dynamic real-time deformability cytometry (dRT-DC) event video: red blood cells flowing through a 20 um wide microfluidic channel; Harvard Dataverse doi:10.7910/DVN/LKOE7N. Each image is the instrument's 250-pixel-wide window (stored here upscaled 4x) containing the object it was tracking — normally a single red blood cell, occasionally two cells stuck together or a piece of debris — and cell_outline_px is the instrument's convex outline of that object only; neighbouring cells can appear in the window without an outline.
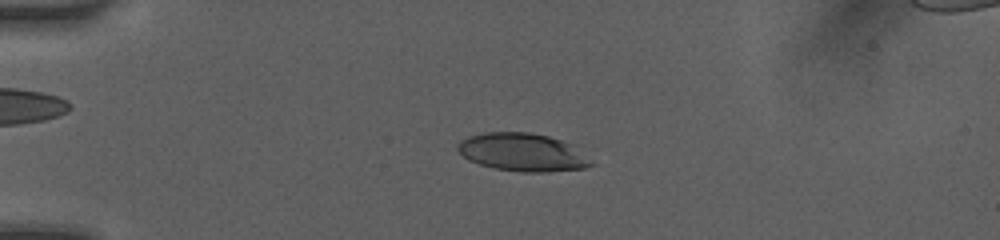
{"species": "human", "species_latin": "Homo sapiens", "temperature_condition": "room temperature", "stored_images_in_passage": 87, "camera_frame_rate_fps": 3000, "um_per_image_px": 0.085, "donor": {"sex": "female"}, "frame": {"image": 1, "passage_image": 29, "time_ms": 4.333, "image_size_px": [1000, 240], "cell_outline_px": [[596, 164], [584, 168], [544, 172], [520, 172], [496, 168], [480, 164], [468, 160], [456, 148], [456, 144], [460, 140], [468, 136], [484, 132], [532, 132], [548, 136], [576, 144]], "centroid_in_image_um": [44.47, 12.93], "position_along_channel_um": 40.5, "area_um2": 30.0}}
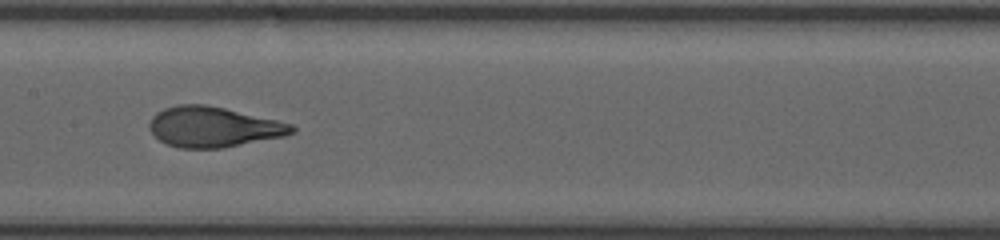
{"frame": {"image": 2, "passage_image": 57, "time_ms": 9.0, "image_size_px": [1000, 240], "cell_outline_px": [[296, 132], [284, 136], [224, 148], [180, 148], [168, 144], [160, 140], [148, 128], [148, 124], [152, 116], [156, 112], [164, 108], [176, 104], [204, 104], [224, 108], [276, 120], [292, 124], [296, 128]], "centroid_in_image_um": [18.12, 10.79], "position_along_channel_um": 189.3, "area_um2": 33.47}}
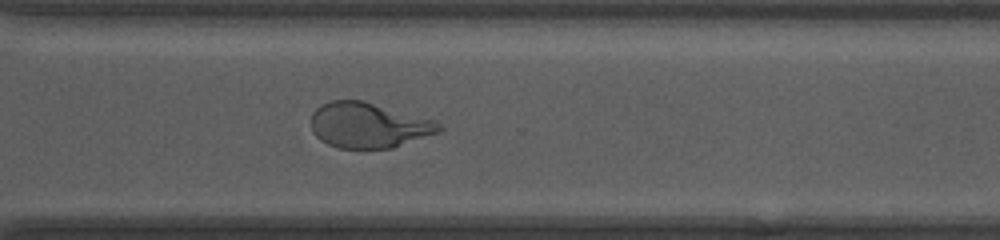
{"frame": {"image": 3, "passage_image": 84, "time_ms": 12.667, "image_size_px": [1000, 240], "cell_outline_px": [[444, 128], [440, 132], [392, 148], [340, 148], [328, 144], [320, 140], [312, 132], [312, 112], [316, 108], [332, 100], [364, 100], [436, 120]], "centroid_in_image_um": [31.36, 10.64], "position_along_channel_um": 339.2, "area_um2": 33.93}}